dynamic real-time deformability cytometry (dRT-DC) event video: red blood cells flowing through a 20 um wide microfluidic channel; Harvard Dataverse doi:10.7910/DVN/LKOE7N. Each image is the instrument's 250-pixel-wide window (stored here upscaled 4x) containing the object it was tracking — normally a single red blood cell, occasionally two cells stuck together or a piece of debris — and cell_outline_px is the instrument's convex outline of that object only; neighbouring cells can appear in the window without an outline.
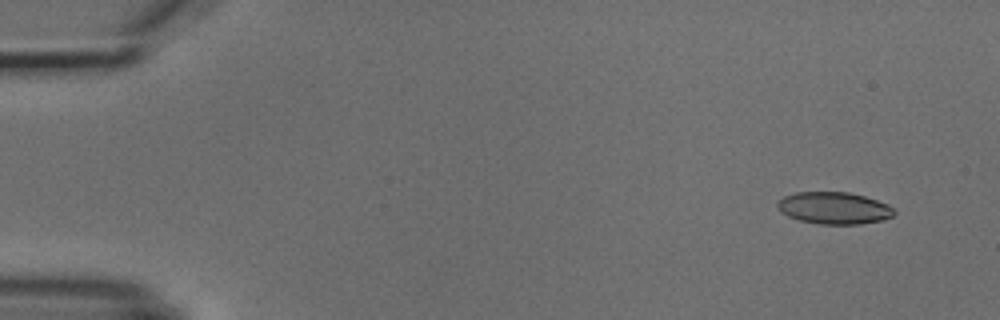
{"species": "common noctule bat (a hibernating species)", "species_latin": "Nyctalus noctula", "temperature_condition": "cold", "stored_images_in_passage": 6, "camera_frame_rate_fps": 3000, "um_per_image_px": 0.085, "animal": {"sex": "male", "body_mass_g": 18.8}, "frame": {"image": 1, "passage_image": 2, "time_ms": 1.0, "image_size_px": [1000, 320], "cell_outline_px": [[896, 212], [892, 216], [884, 220], [860, 224], [820, 224], [800, 220], [788, 216], [780, 212], [776, 204], [784, 196], [796, 192], [848, 192], [864, 196], [888, 204]], "centroid_in_image_um": [70.9, 17.68], "position_along_channel_um": 14.1, "area_um2": 21.73}}
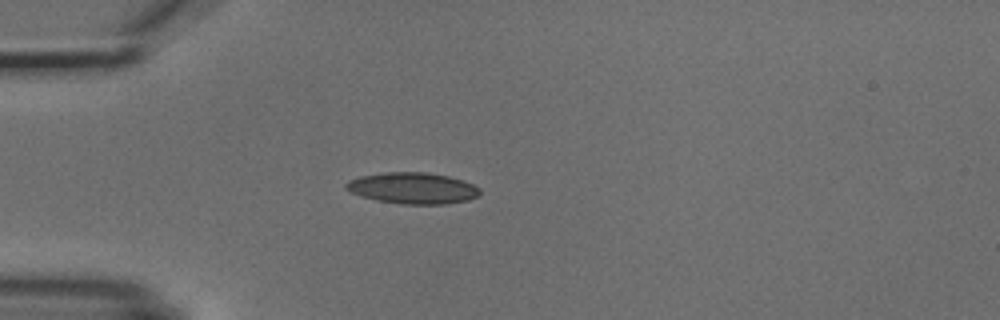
{"frame": {"image": 2, "passage_image": 5, "time_ms": 4.667, "image_size_px": [1000, 320], "cell_outline_px": [[480, 192], [476, 196], [468, 200], [444, 204], [400, 204], [376, 200], [360, 196], [344, 188], [344, 184], [348, 180], [360, 176], [388, 172], [428, 172], [448, 176], [464, 180], [480, 188]], "centroid_in_image_um": [35.06, 15.99], "position_along_channel_um": 49.9, "area_um2": 24.45}}